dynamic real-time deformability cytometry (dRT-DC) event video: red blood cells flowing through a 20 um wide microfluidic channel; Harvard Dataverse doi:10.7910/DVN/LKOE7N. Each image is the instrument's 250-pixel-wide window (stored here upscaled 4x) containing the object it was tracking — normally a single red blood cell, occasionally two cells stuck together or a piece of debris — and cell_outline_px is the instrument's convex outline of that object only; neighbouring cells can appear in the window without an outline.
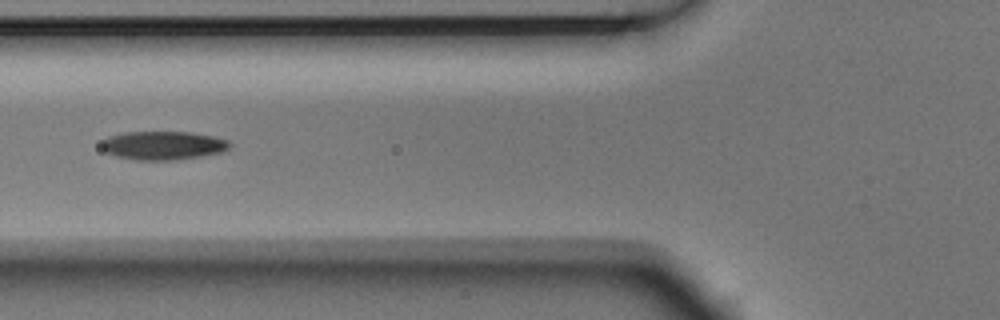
{"species": "Egyptian fruit bat (a non-hibernating species)", "species_latin": "Rousettus aegyptiacus", "temperature_condition": "room temperature", "stored_images_in_passage": 14, "camera_frame_rate_fps": 3000, "um_per_image_px": 0.085, "animal": {"sex": "male"}, "frame": {"image": 1, "passage_image": 5, "time_ms": 1.333, "image_size_px": [1000, 320], "cell_outline_px": [[232, 144], [228, 148], [220, 152], [200, 156], [172, 160], [136, 160], [116, 156], [104, 152], [100, 148], [100, 144], [108, 136], [124, 132], [192, 132], [212, 136], [228, 140]], "centroid_in_image_um": [13.81, 12.36], "position_along_channel_um": 112.0, "area_um2": 21.39}}
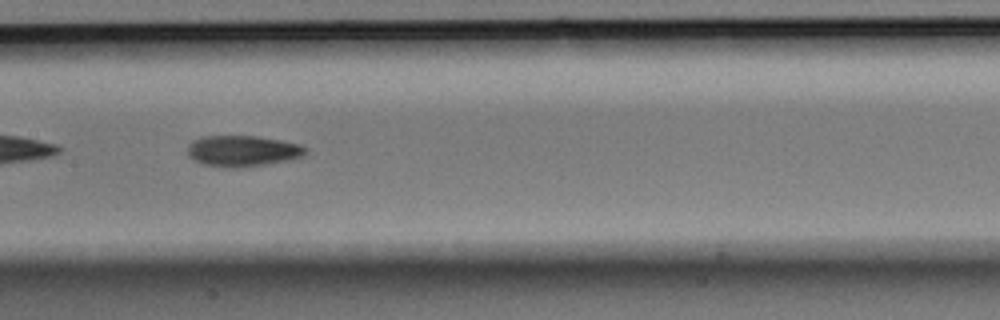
{"frame": {"image": 2, "passage_image": 7, "time_ms": 2.0, "image_size_px": [1000, 320], "cell_outline_px": [[308, 152], [304, 156], [288, 160], [240, 168], [228, 168], [204, 164], [188, 156], [188, 144], [192, 140], [204, 136], [256, 136], [280, 140], [300, 144], [308, 148]], "centroid_in_image_um": [20.64, 12.83], "position_along_channel_um": 186.8, "area_um2": 21.39}}
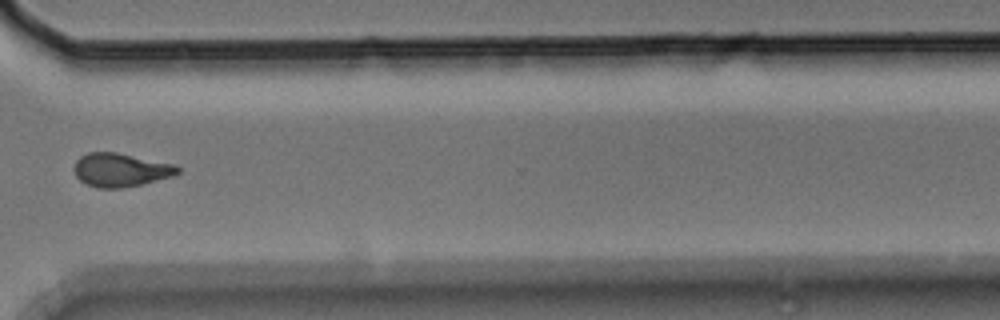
{"frame": {"image": 3, "passage_image": 11, "time_ms": 3.333, "image_size_px": [1000, 320], "cell_outline_px": [[180, 172], [172, 176], [140, 184], [120, 188], [96, 188], [80, 180], [76, 176], [76, 160], [80, 156], [88, 152], [116, 152], [172, 164], [180, 168]], "centroid_in_image_um": [10.24, 14.44], "position_along_channel_um": 360.4, "area_um2": 19.83}}